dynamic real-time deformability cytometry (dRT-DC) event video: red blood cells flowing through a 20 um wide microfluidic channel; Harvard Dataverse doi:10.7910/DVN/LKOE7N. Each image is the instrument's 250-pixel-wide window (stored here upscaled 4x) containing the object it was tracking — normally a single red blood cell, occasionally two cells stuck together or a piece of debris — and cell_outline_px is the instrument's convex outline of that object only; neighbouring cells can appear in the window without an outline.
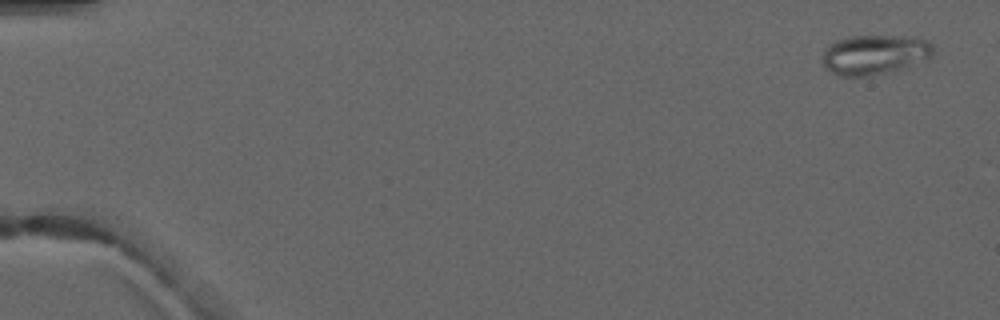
{"species": "common noctule bat (a hibernating species)", "species_latin": "Nyctalus noctula", "temperature_condition": "warm", "stored_images_in_passage": 4, "camera_frame_rate_fps": 3000, "um_per_image_px": 0.085, "animal": {"sex": "male", "forearm_length_mm": 52.5}, "frame": {"image": 1, "passage_image": 1, "time_ms": 0.0, "image_size_px": [1000, 320], "cell_outline_px": [[932, 56], [928, 60], [908, 68], [872, 76], [840, 76], [832, 72], [824, 64], [824, 48], [828, 44], [836, 40], [848, 36], [916, 36], [928, 40], [932, 44]], "centroid_in_image_um": [74.41, 4.64], "position_along_channel_um": 10.6, "area_um2": 26.18}}